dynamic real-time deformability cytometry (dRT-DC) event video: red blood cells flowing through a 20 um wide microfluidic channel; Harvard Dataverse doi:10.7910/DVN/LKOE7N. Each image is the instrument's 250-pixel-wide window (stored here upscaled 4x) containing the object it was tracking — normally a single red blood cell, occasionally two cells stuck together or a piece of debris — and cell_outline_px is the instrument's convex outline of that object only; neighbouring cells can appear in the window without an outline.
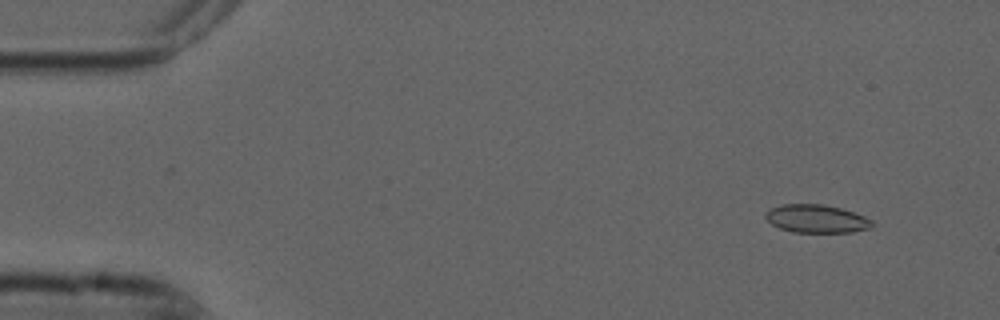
{"species": "common noctule bat (a hibernating species)", "species_latin": "Nyctalus noctula", "temperature_condition": "cold", "stored_images_in_passage": 53, "camera_frame_rate_fps": 3000, "um_per_image_px": 0.085, "animal": {"sex": "male", "forearm_length_mm": 52.5}, "frame": {"image": 1, "passage_image": 4, "time_ms": 1.0, "image_size_px": [1000, 320], "cell_outline_px": [[872, 228], [852, 232], [792, 232], [780, 228], [772, 224], [764, 216], [772, 208], [780, 204], [824, 204], [840, 208], [864, 216], [872, 220]], "centroid_in_image_um": [69.41, 18.59], "position_along_channel_um": 15.6, "area_um2": 17.34}}